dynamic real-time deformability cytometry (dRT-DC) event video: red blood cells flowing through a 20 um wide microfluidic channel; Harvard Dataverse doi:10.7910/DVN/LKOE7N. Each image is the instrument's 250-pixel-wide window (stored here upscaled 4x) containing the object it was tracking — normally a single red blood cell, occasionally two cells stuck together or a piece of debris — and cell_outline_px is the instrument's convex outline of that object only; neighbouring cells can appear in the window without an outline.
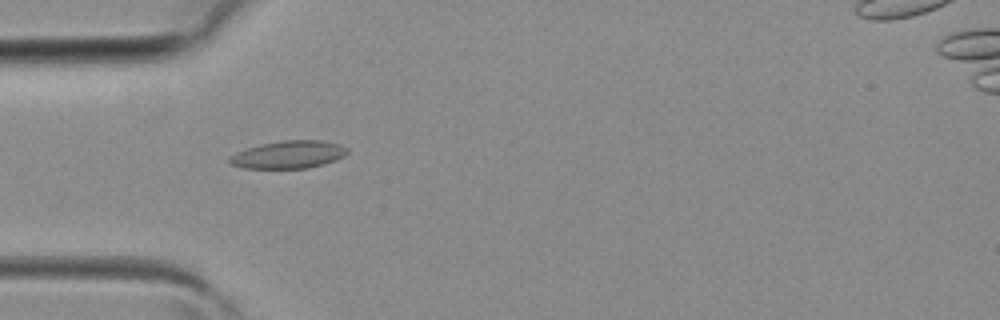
{"species": "common noctule bat (a hibernating species)", "species_latin": "Nyctalus noctula", "temperature_condition": "room temperature", "stored_images_in_passage": 39, "camera_frame_rate_fps": 3000, "um_per_image_px": 0.085, "animal": {"sex": "female", "body_mass_g": 19.3, "forearm_length_mm": 54.1}, "frame": {"image": 1, "passage_image": 11, "time_ms": 3.333, "image_size_px": [1000, 320], "cell_outline_px": [[348, 152], [344, 156], [336, 160], [324, 164], [308, 168], [244, 168], [232, 164], [228, 160], [228, 156], [236, 152], [260, 144], [280, 140], [320, 140], [340, 144], [348, 148]], "centroid_in_image_um": [24.54, 13.13], "position_along_channel_um": 60.5, "area_um2": 19.07}}
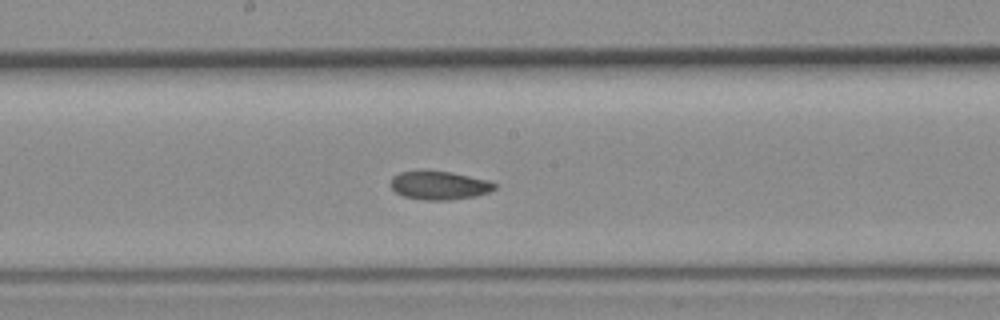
{"frame": {"image": 2, "passage_image": 20, "time_ms": 6.333, "image_size_px": [1000, 320], "cell_outline_px": [[496, 188], [488, 192], [476, 196], [448, 200], [424, 200], [404, 196], [396, 192], [392, 188], [392, 176], [400, 172], [424, 168], [452, 172], [488, 180], [496, 184]], "centroid_in_image_um": [37.32, 15.72], "position_along_channel_um": 210.9, "area_um2": 17.63}}
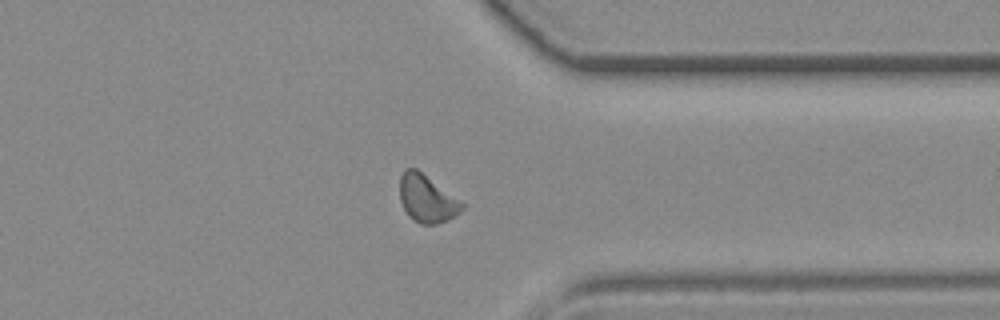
{"frame": {"image": 3, "passage_image": 30, "time_ms": 9.667, "image_size_px": [1000, 320], "cell_outline_px": [[464, 208], [456, 216], [436, 224], [420, 224], [412, 220], [408, 216], [400, 200], [400, 176], [404, 168], [416, 168], [464, 204]], "centroid_in_image_um": [36.25, 16.9], "position_along_channel_um": 375.1, "area_um2": 17.05}}